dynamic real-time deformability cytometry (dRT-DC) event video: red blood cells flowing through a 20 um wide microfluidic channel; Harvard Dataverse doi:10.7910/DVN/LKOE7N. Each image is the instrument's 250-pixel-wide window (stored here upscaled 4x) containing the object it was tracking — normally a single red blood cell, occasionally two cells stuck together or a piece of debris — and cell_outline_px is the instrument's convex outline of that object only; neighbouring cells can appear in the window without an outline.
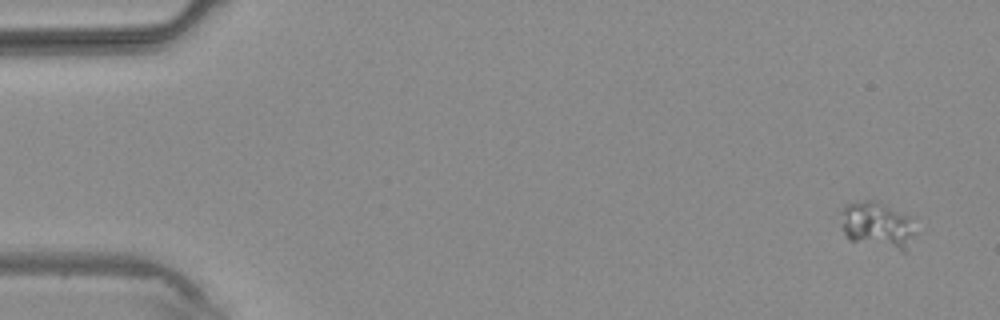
{"species": "common noctule bat (a hibernating species)", "species_latin": "Nyctalus noctula", "temperature_condition": "warm", "stored_images_in_passage": 5, "camera_frame_rate_fps": 3000, "um_per_image_px": 0.085, "animal": {"sex": "male", "body_mass_g": 20.4}, "frame": {"image": 1, "passage_image": 1, "time_ms": 0.0, "image_size_px": [1000, 320], "cell_outline_px": [[916, 216], [908, 252], [900, 252], [848, 240], [840, 224], [840, 212], [848, 204], [864, 200], [880, 200]], "centroid_in_image_um": [74.63, 19.12], "position_along_channel_um": 10.4, "area_um2": 21.33}}
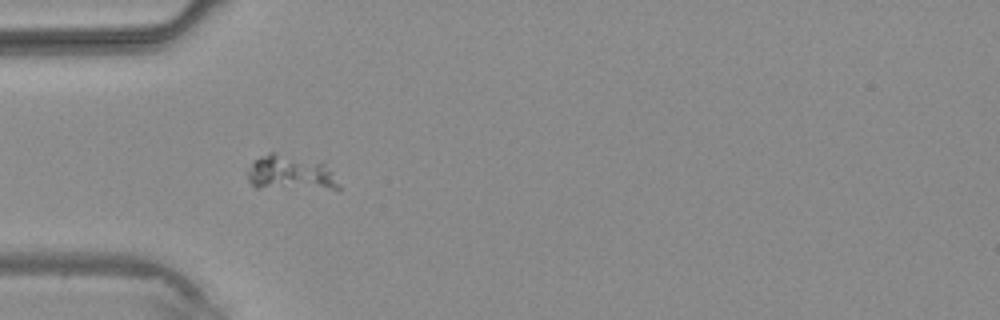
{"frame": {"image": 2, "passage_image": 4, "time_ms": 3.667, "image_size_px": [1000, 320], "cell_outline_px": [[340, 192], [256, 188], [248, 180], [248, 168], [260, 156], [268, 152], [276, 152], [324, 164], [340, 188]], "centroid_in_image_um": [24.69, 14.79], "position_along_channel_um": 60.3, "area_um2": 19.07}}